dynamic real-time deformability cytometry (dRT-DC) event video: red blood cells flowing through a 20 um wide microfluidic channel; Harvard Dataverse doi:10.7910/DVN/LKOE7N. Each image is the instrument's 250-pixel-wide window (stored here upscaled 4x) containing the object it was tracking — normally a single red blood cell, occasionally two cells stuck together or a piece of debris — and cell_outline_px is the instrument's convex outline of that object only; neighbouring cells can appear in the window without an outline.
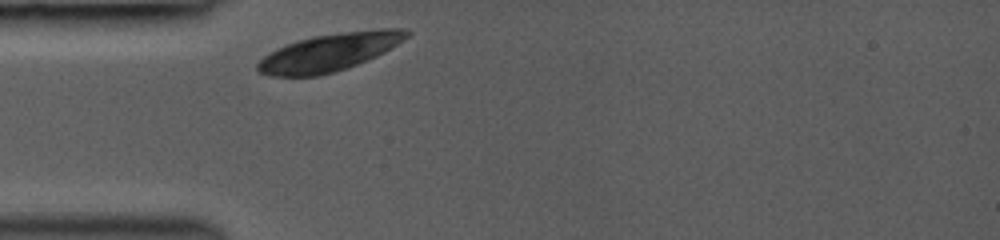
{"species": "common noctule bat (a hibernating species)", "species_latin": "Nyctalus noctula", "temperature_condition": "room temperature", "stored_images_in_passage": 31, "camera_frame_rate_fps": 3000, "um_per_image_px": 0.085, "animal": {"sex": "female", "body_mass_g": 19.0, "forearm_length_mm": 53.3}, "frame": {"image": 1, "passage_image": 1, "time_ms": 0.0, "image_size_px": [1000, 240], "cell_outline_px": [[412, 32], [408, 36], [384, 52], [368, 60], [332, 72], [316, 76], [268, 76], [260, 72], [256, 68], [256, 64], [264, 56], [276, 48], [312, 36], [344, 32], [380, 28], [408, 28]], "centroid_in_image_um": [28.0, 4.43], "position_along_channel_um": 57.0, "area_um2": 32.37}}
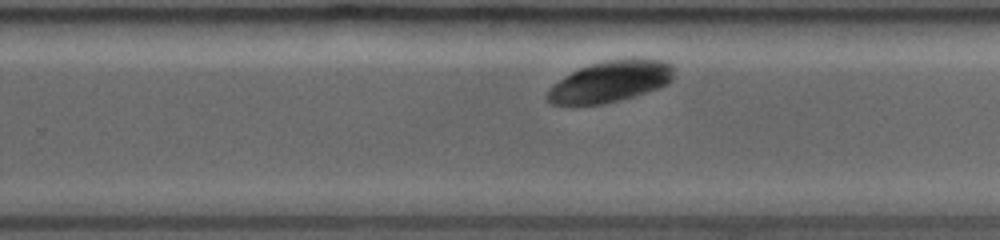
{"frame": {"image": 2, "passage_image": 20, "time_ms": 5.667, "image_size_px": [1000, 240], "cell_outline_px": [[672, 80], [668, 84], [660, 88], [648, 92], [620, 100], [604, 104], [552, 104], [544, 96], [548, 88], [552, 84], [564, 76], [580, 68], [604, 60], [632, 56], [668, 60], [672, 64]], "centroid_in_image_um": [51.92, 6.89], "position_along_channel_um": 277.9, "area_um2": 31.1}}
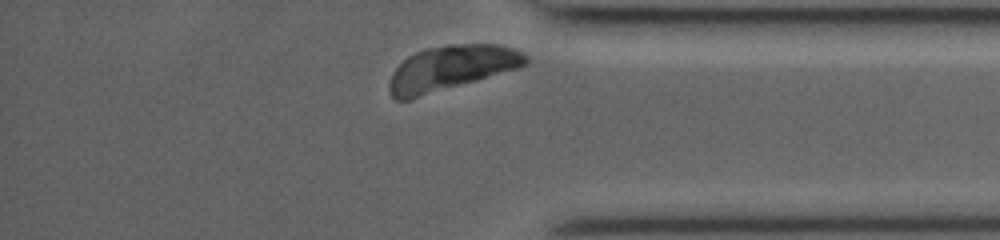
{"frame": {"image": 3, "passage_image": 30, "time_ms": 8.667, "image_size_px": [1000, 240], "cell_outline_px": [[528, 64], [516, 68], [476, 80], [408, 100], [396, 100], [392, 96], [388, 88], [388, 84], [392, 72], [408, 56], [416, 52], [428, 48], [448, 44], [496, 44], [512, 48], [528, 56]], "centroid_in_image_um": [38.31, 5.78], "position_along_channel_um": 396.9, "area_um2": 35.14}}